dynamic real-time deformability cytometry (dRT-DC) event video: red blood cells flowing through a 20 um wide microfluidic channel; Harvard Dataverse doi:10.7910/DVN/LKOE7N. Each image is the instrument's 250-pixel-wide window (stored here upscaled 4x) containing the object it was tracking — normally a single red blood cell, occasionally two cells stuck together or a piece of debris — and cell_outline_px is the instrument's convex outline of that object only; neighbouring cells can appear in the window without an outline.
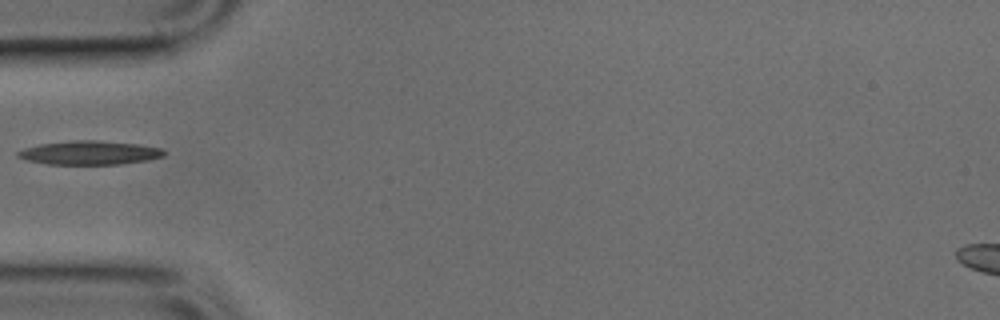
{"species": "common noctule bat (a hibernating species)", "species_latin": "Nyctalus noctula", "temperature_condition": "cold", "stored_images_in_passage": 34, "camera_frame_rate_fps": 3000, "um_per_image_px": 0.085, "animal": {"sex": "male", "body_mass_g": 17.9, "forearm_length_mm": 54.2}, "frame": {"image": 1, "passage_image": 1, "time_ms": 0.0, "image_size_px": [1000, 320], "cell_outline_px": [[164, 156], [148, 160], [120, 164], [48, 164], [24, 160], [16, 156], [16, 152], [24, 148], [40, 144], [72, 140], [96, 140], [136, 144], [164, 148]], "centroid_in_image_um": [7.59, 12.98], "position_along_channel_um": 77.4, "area_um2": 20.35}}
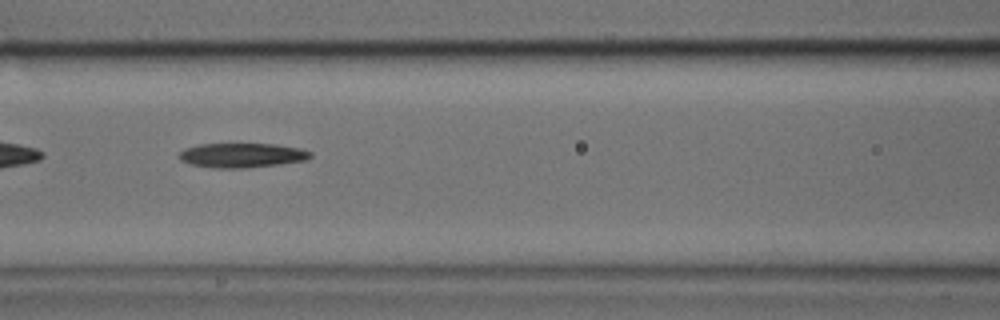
{"frame": {"image": 2, "passage_image": 6, "time_ms": 1.667, "image_size_px": [1000, 320], "cell_outline_px": [[312, 156], [308, 160], [280, 164], [244, 168], [212, 168], [192, 164], [180, 160], [180, 152], [184, 148], [200, 144], [276, 144], [300, 148], [312, 152]], "centroid_in_image_um": [20.6, 13.2], "position_along_channel_um": 146.0, "area_um2": 18.79}}